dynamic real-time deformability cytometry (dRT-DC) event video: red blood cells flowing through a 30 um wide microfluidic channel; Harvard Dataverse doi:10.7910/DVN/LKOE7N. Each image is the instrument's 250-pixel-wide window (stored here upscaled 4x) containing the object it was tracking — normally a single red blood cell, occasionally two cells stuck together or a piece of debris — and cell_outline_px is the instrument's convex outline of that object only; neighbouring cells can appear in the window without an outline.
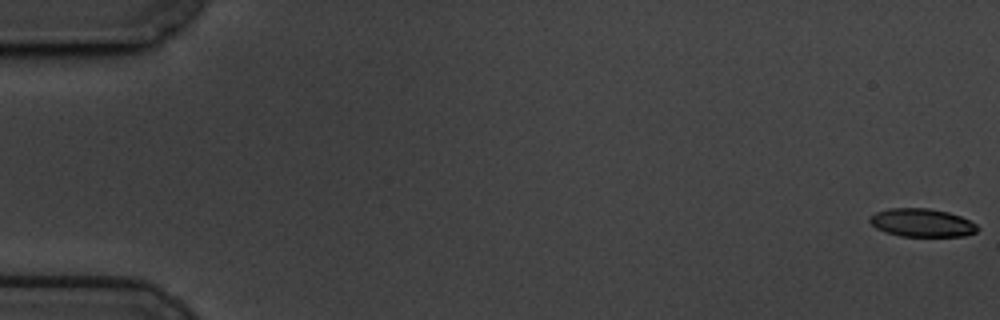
{"species": "common noctule bat (a hibernating species)", "species_latin": "Nyctalus noctula", "temperature_condition": "cold", "stored_images_in_passage": 59, "camera_frame_rate_fps": 3000, "um_per_image_px": 0.085, "animal": {"sex": "male", "body_mass_g": 19.5, "forearm_length_mm": 54.6}, "frame": {"image": 1, "passage_image": 1, "time_ms": 0.0, "image_size_px": [1000, 320], "cell_outline_px": [[980, 228], [976, 232], [964, 236], [900, 236], [884, 232], [876, 228], [868, 220], [876, 212], [888, 208], [928, 208], [948, 212], [960, 216], [976, 224]], "centroid_in_image_um": [78.36, 18.93], "position_along_channel_um": 6.6, "area_um2": 17.69}}
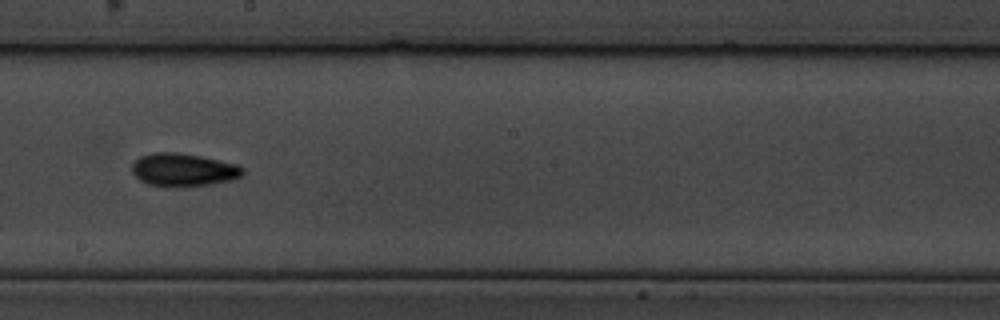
{"frame": {"image": 2, "passage_image": 34, "time_ms": 11.0, "image_size_px": [1000, 320], "cell_outline_px": [[244, 172], [240, 176], [232, 180], [208, 184], [148, 184], [140, 180], [132, 172], [132, 164], [140, 156], [152, 152], [176, 152], [200, 156], [236, 164], [244, 168]], "centroid_in_image_um": [15.58, 14.38], "position_along_channel_um": 232.6, "area_um2": 20.46}}
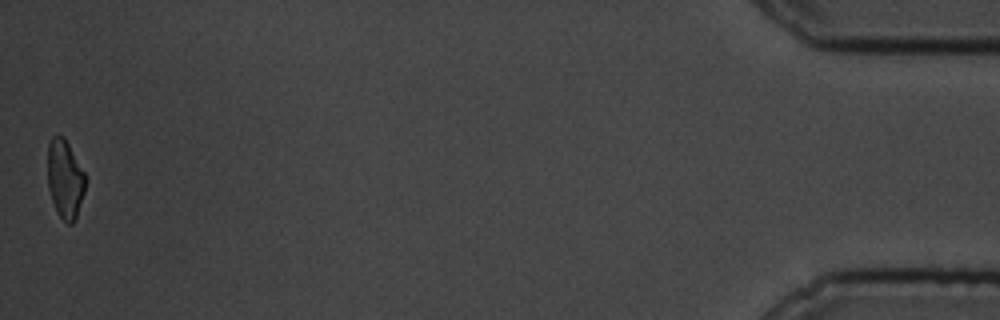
{"frame": {"image": 3, "passage_image": 59, "time_ms": 19.333, "image_size_px": [1000, 320], "cell_outline_px": [[88, 180], [76, 216], [72, 224], [68, 224], [60, 216], [52, 200], [48, 188], [48, 144], [52, 136], [56, 132], [64, 136], [84, 172]], "centroid_in_image_um": [5.53, 15.16], "position_along_channel_um": 429.7, "area_um2": 17.34}, "authors_computed_cell_mechanics": {"area_um2": 19.0162, "velocity_mm_per_s": 3.4457, "shape_relaxation_time_tau1_ms": 4.5173, "shape_relaxation_time_tau2_ms": 4.7744, "deformation_change_tau1": 0.1188, "deformation_change_tau2": 0.1126}}